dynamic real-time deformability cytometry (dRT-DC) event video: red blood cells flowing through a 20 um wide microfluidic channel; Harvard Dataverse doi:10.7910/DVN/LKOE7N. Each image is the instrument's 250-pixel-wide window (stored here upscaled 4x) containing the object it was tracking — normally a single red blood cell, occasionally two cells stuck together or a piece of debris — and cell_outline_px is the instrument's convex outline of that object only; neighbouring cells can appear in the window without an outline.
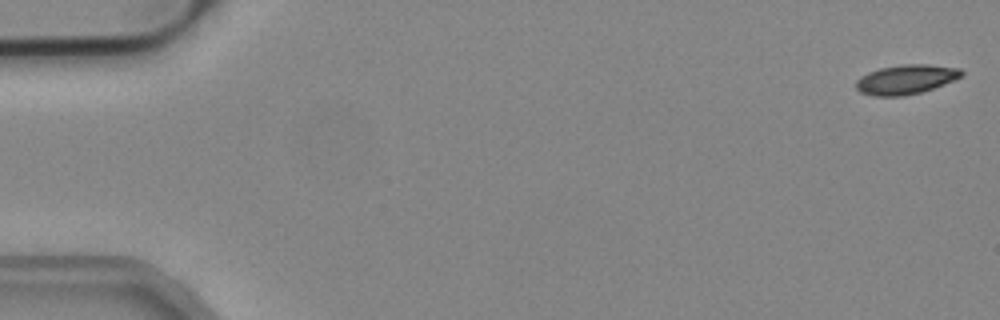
{"species": "common noctule bat (a hibernating species)", "species_latin": "Nyctalus noctula", "temperature_condition": "cold", "stored_images_in_passage": 11, "camera_frame_rate_fps": 3000, "um_per_image_px": 0.085, "animal": {"sex": "male", "body_mass_g": 19.2, "forearm_length_mm": 51.8}, "frame": {"image": 1, "passage_image": 1, "time_ms": 0.0, "image_size_px": [1000, 320], "cell_outline_px": [[964, 76], [956, 80], [924, 92], [904, 96], [872, 96], [860, 92], [856, 88], [856, 80], [860, 76], [868, 72], [880, 68], [900, 64], [928, 64], [960, 68], [964, 72]], "centroid_in_image_um": [77.04, 6.75], "position_along_channel_um": 8.0, "area_um2": 18.55}}